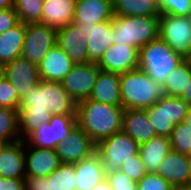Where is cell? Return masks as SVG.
Segmentation results:
<instances>
[{
  "label": "cell",
  "mask_w": 191,
  "mask_h": 190,
  "mask_svg": "<svg viewBox=\"0 0 191 190\" xmlns=\"http://www.w3.org/2000/svg\"><path fill=\"white\" fill-rule=\"evenodd\" d=\"M77 103L69 96L61 82L40 80L20 99L19 132L26 138L52 115H76Z\"/></svg>",
  "instance_id": "1"
},
{
  "label": "cell",
  "mask_w": 191,
  "mask_h": 190,
  "mask_svg": "<svg viewBox=\"0 0 191 190\" xmlns=\"http://www.w3.org/2000/svg\"><path fill=\"white\" fill-rule=\"evenodd\" d=\"M125 109L87 99L77 103V125L97 145L103 139L122 131Z\"/></svg>",
  "instance_id": "2"
},
{
  "label": "cell",
  "mask_w": 191,
  "mask_h": 190,
  "mask_svg": "<svg viewBox=\"0 0 191 190\" xmlns=\"http://www.w3.org/2000/svg\"><path fill=\"white\" fill-rule=\"evenodd\" d=\"M120 86L124 109H146L165 95L163 85L140 68L120 74Z\"/></svg>",
  "instance_id": "3"
},
{
  "label": "cell",
  "mask_w": 191,
  "mask_h": 190,
  "mask_svg": "<svg viewBox=\"0 0 191 190\" xmlns=\"http://www.w3.org/2000/svg\"><path fill=\"white\" fill-rule=\"evenodd\" d=\"M113 45L140 49L159 37V16H114Z\"/></svg>",
  "instance_id": "4"
},
{
  "label": "cell",
  "mask_w": 191,
  "mask_h": 190,
  "mask_svg": "<svg viewBox=\"0 0 191 190\" xmlns=\"http://www.w3.org/2000/svg\"><path fill=\"white\" fill-rule=\"evenodd\" d=\"M184 60L160 37L139 49V68L162 85L168 75Z\"/></svg>",
  "instance_id": "5"
},
{
  "label": "cell",
  "mask_w": 191,
  "mask_h": 190,
  "mask_svg": "<svg viewBox=\"0 0 191 190\" xmlns=\"http://www.w3.org/2000/svg\"><path fill=\"white\" fill-rule=\"evenodd\" d=\"M190 107L181 97L164 95L145 110L149 121L153 124L156 135L170 137L175 126L184 122Z\"/></svg>",
  "instance_id": "6"
},
{
  "label": "cell",
  "mask_w": 191,
  "mask_h": 190,
  "mask_svg": "<svg viewBox=\"0 0 191 190\" xmlns=\"http://www.w3.org/2000/svg\"><path fill=\"white\" fill-rule=\"evenodd\" d=\"M96 152L101 157L104 174L108 175L120 170L124 161L132 159L139 152V144L122 130L100 141Z\"/></svg>",
  "instance_id": "7"
},
{
  "label": "cell",
  "mask_w": 191,
  "mask_h": 190,
  "mask_svg": "<svg viewBox=\"0 0 191 190\" xmlns=\"http://www.w3.org/2000/svg\"><path fill=\"white\" fill-rule=\"evenodd\" d=\"M77 126L76 115H52L49 122L31 132L26 140L28 146L56 149ZM29 142V143H28Z\"/></svg>",
  "instance_id": "8"
},
{
  "label": "cell",
  "mask_w": 191,
  "mask_h": 190,
  "mask_svg": "<svg viewBox=\"0 0 191 190\" xmlns=\"http://www.w3.org/2000/svg\"><path fill=\"white\" fill-rule=\"evenodd\" d=\"M159 37L184 59H191V24L187 16L160 14Z\"/></svg>",
  "instance_id": "9"
},
{
  "label": "cell",
  "mask_w": 191,
  "mask_h": 190,
  "mask_svg": "<svg viewBox=\"0 0 191 190\" xmlns=\"http://www.w3.org/2000/svg\"><path fill=\"white\" fill-rule=\"evenodd\" d=\"M56 42V28L41 23H28L21 56L38 66Z\"/></svg>",
  "instance_id": "10"
},
{
  "label": "cell",
  "mask_w": 191,
  "mask_h": 190,
  "mask_svg": "<svg viewBox=\"0 0 191 190\" xmlns=\"http://www.w3.org/2000/svg\"><path fill=\"white\" fill-rule=\"evenodd\" d=\"M100 70L97 63L93 62L74 64L61 81V85L76 103L87 100L90 98Z\"/></svg>",
  "instance_id": "11"
},
{
  "label": "cell",
  "mask_w": 191,
  "mask_h": 190,
  "mask_svg": "<svg viewBox=\"0 0 191 190\" xmlns=\"http://www.w3.org/2000/svg\"><path fill=\"white\" fill-rule=\"evenodd\" d=\"M97 65L103 71L124 74L139 68V49L124 44L112 45L106 49Z\"/></svg>",
  "instance_id": "12"
},
{
  "label": "cell",
  "mask_w": 191,
  "mask_h": 190,
  "mask_svg": "<svg viewBox=\"0 0 191 190\" xmlns=\"http://www.w3.org/2000/svg\"><path fill=\"white\" fill-rule=\"evenodd\" d=\"M87 40L85 29L76 23L57 29L56 44L66 52L74 64L89 62Z\"/></svg>",
  "instance_id": "13"
},
{
  "label": "cell",
  "mask_w": 191,
  "mask_h": 190,
  "mask_svg": "<svg viewBox=\"0 0 191 190\" xmlns=\"http://www.w3.org/2000/svg\"><path fill=\"white\" fill-rule=\"evenodd\" d=\"M5 78L17 91L19 99L29 93L39 83L38 66L23 56L15 58L4 66Z\"/></svg>",
  "instance_id": "14"
},
{
  "label": "cell",
  "mask_w": 191,
  "mask_h": 190,
  "mask_svg": "<svg viewBox=\"0 0 191 190\" xmlns=\"http://www.w3.org/2000/svg\"><path fill=\"white\" fill-rule=\"evenodd\" d=\"M62 163L74 164L96 152V144L78 125L70 135L56 147Z\"/></svg>",
  "instance_id": "15"
},
{
  "label": "cell",
  "mask_w": 191,
  "mask_h": 190,
  "mask_svg": "<svg viewBox=\"0 0 191 190\" xmlns=\"http://www.w3.org/2000/svg\"><path fill=\"white\" fill-rule=\"evenodd\" d=\"M25 153L26 177H47L62 164L56 149L27 146Z\"/></svg>",
  "instance_id": "16"
},
{
  "label": "cell",
  "mask_w": 191,
  "mask_h": 190,
  "mask_svg": "<svg viewBox=\"0 0 191 190\" xmlns=\"http://www.w3.org/2000/svg\"><path fill=\"white\" fill-rule=\"evenodd\" d=\"M113 0H76L72 23L90 25L114 19Z\"/></svg>",
  "instance_id": "17"
},
{
  "label": "cell",
  "mask_w": 191,
  "mask_h": 190,
  "mask_svg": "<svg viewBox=\"0 0 191 190\" xmlns=\"http://www.w3.org/2000/svg\"><path fill=\"white\" fill-rule=\"evenodd\" d=\"M78 25L85 29L86 37H88L89 62L97 63L106 49L113 45L112 20L90 25Z\"/></svg>",
  "instance_id": "18"
},
{
  "label": "cell",
  "mask_w": 191,
  "mask_h": 190,
  "mask_svg": "<svg viewBox=\"0 0 191 190\" xmlns=\"http://www.w3.org/2000/svg\"><path fill=\"white\" fill-rule=\"evenodd\" d=\"M73 65L66 52L56 44L38 65L40 80L61 82Z\"/></svg>",
  "instance_id": "19"
},
{
  "label": "cell",
  "mask_w": 191,
  "mask_h": 190,
  "mask_svg": "<svg viewBox=\"0 0 191 190\" xmlns=\"http://www.w3.org/2000/svg\"><path fill=\"white\" fill-rule=\"evenodd\" d=\"M173 187L191 184V167L188 155L171 150L162 160L158 171Z\"/></svg>",
  "instance_id": "20"
},
{
  "label": "cell",
  "mask_w": 191,
  "mask_h": 190,
  "mask_svg": "<svg viewBox=\"0 0 191 190\" xmlns=\"http://www.w3.org/2000/svg\"><path fill=\"white\" fill-rule=\"evenodd\" d=\"M25 140L8 143L0 155V177L24 179L25 172Z\"/></svg>",
  "instance_id": "21"
},
{
  "label": "cell",
  "mask_w": 191,
  "mask_h": 190,
  "mask_svg": "<svg viewBox=\"0 0 191 190\" xmlns=\"http://www.w3.org/2000/svg\"><path fill=\"white\" fill-rule=\"evenodd\" d=\"M122 130L139 145L157 136L145 109H125Z\"/></svg>",
  "instance_id": "22"
},
{
  "label": "cell",
  "mask_w": 191,
  "mask_h": 190,
  "mask_svg": "<svg viewBox=\"0 0 191 190\" xmlns=\"http://www.w3.org/2000/svg\"><path fill=\"white\" fill-rule=\"evenodd\" d=\"M74 170L77 177L76 190H92L106 178L101 157L97 152L74 163Z\"/></svg>",
  "instance_id": "23"
},
{
  "label": "cell",
  "mask_w": 191,
  "mask_h": 190,
  "mask_svg": "<svg viewBox=\"0 0 191 190\" xmlns=\"http://www.w3.org/2000/svg\"><path fill=\"white\" fill-rule=\"evenodd\" d=\"M89 99L122 106L120 74L100 70Z\"/></svg>",
  "instance_id": "24"
},
{
  "label": "cell",
  "mask_w": 191,
  "mask_h": 190,
  "mask_svg": "<svg viewBox=\"0 0 191 190\" xmlns=\"http://www.w3.org/2000/svg\"><path fill=\"white\" fill-rule=\"evenodd\" d=\"M76 0H44L41 24L56 29L72 23L75 15Z\"/></svg>",
  "instance_id": "25"
},
{
  "label": "cell",
  "mask_w": 191,
  "mask_h": 190,
  "mask_svg": "<svg viewBox=\"0 0 191 190\" xmlns=\"http://www.w3.org/2000/svg\"><path fill=\"white\" fill-rule=\"evenodd\" d=\"M172 150L170 137L155 136L149 142L139 145V155L148 173H156L165 156Z\"/></svg>",
  "instance_id": "26"
},
{
  "label": "cell",
  "mask_w": 191,
  "mask_h": 190,
  "mask_svg": "<svg viewBox=\"0 0 191 190\" xmlns=\"http://www.w3.org/2000/svg\"><path fill=\"white\" fill-rule=\"evenodd\" d=\"M25 35L26 24L22 22L0 34V66L21 56Z\"/></svg>",
  "instance_id": "27"
},
{
  "label": "cell",
  "mask_w": 191,
  "mask_h": 190,
  "mask_svg": "<svg viewBox=\"0 0 191 190\" xmlns=\"http://www.w3.org/2000/svg\"><path fill=\"white\" fill-rule=\"evenodd\" d=\"M115 16H159L157 0H113Z\"/></svg>",
  "instance_id": "28"
},
{
  "label": "cell",
  "mask_w": 191,
  "mask_h": 190,
  "mask_svg": "<svg viewBox=\"0 0 191 190\" xmlns=\"http://www.w3.org/2000/svg\"><path fill=\"white\" fill-rule=\"evenodd\" d=\"M191 80V59H185L169 75L163 85L164 94L170 97H181Z\"/></svg>",
  "instance_id": "29"
},
{
  "label": "cell",
  "mask_w": 191,
  "mask_h": 190,
  "mask_svg": "<svg viewBox=\"0 0 191 190\" xmlns=\"http://www.w3.org/2000/svg\"><path fill=\"white\" fill-rule=\"evenodd\" d=\"M21 139L24 140V137L20 138L19 111L0 107V140L12 143Z\"/></svg>",
  "instance_id": "30"
},
{
  "label": "cell",
  "mask_w": 191,
  "mask_h": 190,
  "mask_svg": "<svg viewBox=\"0 0 191 190\" xmlns=\"http://www.w3.org/2000/svg\"><path fill=\"white\" fill-rule=\"evenodd\" d=\"M74 164L62 163L48 176L50 190H76Z\"/></svg>",
  "instance_id": "31"
},
{
  "label": "cell",
  "mask_w": 191,
  "mask_h": 190,
  "mask_svg": "<svg viewBox=\"0 0 191 190\" xmlns=\"http://www.w3.org/2000/svg\"><path fill=\"white\" fill-rule=\"evenodd\" d=\"M44 0H15L13 9L15 10L20 22L41 23Z\"/></svg>",
  "instance_id": "32"
},
{
  "label": "cell",
  "mask_w": 191,
  "mask_h": 190,
  "mask_svg": "<svg viewBox=\"0 0 191 190\" xmlns=\"http://www.w3.org/2000/svg\"><path fill=\"white\" fill-rule=\"evenodd\" d=\"M171 148L178 153L191 154V127L184 122L177 124L170 135Z\"/></svg>",
  "instance_id": "33"
},
{
  "label": "cell",
  "mask_w": 191,
  "mask_h": 190,
  "mask_svg": "<svg viewBox=\"0 0 191 190\" xmlns=\"http://www.w3.org/2000/svg\"><path fill=\"white\" fill-rule=\"evenodd\" d=\"M160 14L188 16L191 12V0H158Z\"/></svg>",
  "instance_id": "34"
},
{
  "label": "cell",
  "mask_w": 191,
  "mask_h": 190,
  "mask_svg": "<svg viewBox=\"0 0 191 190\" xmlns=\"http://www.w3.org/2000/svg\"><path fill=\"white\" fill-rule=\"evenodd\" d=\"M120 170L135 182L140 181L148 173L139 152L132 159L124 161Z\"/></svg>",
  "instance_id": "35"
},
{
  "label": "cell",
  "mask_w": 191,
  "mask_h": 190,
  "mask_svg": "<svg viewBox=\"0 0 191 190\" xmlns=\"http://www.w3.org/2000/svg\"><path fill=\"white\" fill-rule=\"evenodd\" d=\"M20 99L10 81L4 78L0 82V107L19 109Z\"/></svg>",
  "instance_id": "36"
},
{
  "label": "cell",
  "mask_w": 191,
  "mask_h": 190,
  "mask_svg": "<svg viewBox=\"0 0 191 190\" xmlns=\"http://www.w3.org/2000/svg\"><path fill=\"white\" fill-rule=\"evenodd\" d=\"M138 190H172L173 186L158 173H147L137 182Z\"/></svg>",
  "instance_id": "37"
},
{
  "label": "cell",
  "mask_w": 191,
  "mask_h": 190,
  "mask_svg": "<svg viewBox=\"0 0 191 190\" xmlns=\"http://www.w3.org/2000/svg\"><path fill=\"white\" fill-rule=\"evenodd\" d=\"M112 190H138L137 182L130 179L121 170L106 175Z\"/></svg>",
  "instance_id": "38"
},
{
  "label": "cell",
  "mask_w": 191,
  "mask_h": 190,
  "mask_svg": "<svg viewBox=\"0 0 191 190\" xmlns=\"http://www.w3.org/2000/svg\"><path fill=\"white\" fill-rule=\"evenodd\" d=\"M20 23L19 17L12 8L0 9V34Z\"/></svg>",
  "instance_id": "39"
},
{
  "label": "cell",
  "mask_w": 191,
  "mask_h": 190,
  "mask_svg": "<svg viewBox=\"0 0 191 190\" xmlns=\"http://www.w3.org/2000/svg\"><path fill=\"white\" fill-rule=\"evenodd\" d=\"M25 190H50V182L47 177H25Z\"/></svg>",
  "instance_id": "40"
},
{
  "label": "cell",
  "mask_w": 191,
  "mask_h": 190,
  "mask_svg": "<svg viewBox=\"0 0 191 190\" xmlns=\"http://www.w3.org/2000/svg\"><path fill=\"white\" fill-rule=\"evenodd\" d=\"M0 190H25L24 179L0 177Z\"/></svg>",
  "instance_id": "41"
},
{
  "label": "cell",
  "mask_w": 191,
  "mask_h": 190,
  "mask_svg": "<svg viewBox=\"0 0 191 190\" xmlns=\"http://www.w3.org/2000/svg\"><path fill=\"white\" fill-rule=\"evenodd\" d=\"M181 98H183L191 106V80L185 88Z\"/></svg>",
  "instance_id": "42"
},
{
  "label": "cell",
  "mask_w": 191,
  "mask_h": 190,
  "mask_svg": "<svg viewBox=\"0 0 191 190\" xmlns=\"http://www.w3.org/2000/svg\"><path fill=\"white\" fill-rule=\"evenodd\" d=\"M92 190H112L110 183L107 178H105L101 183L96 185Z\"/></svg>",
  "instance_id": "43"
},
{
  "label": "cell",
  "mask_w": 191,
  "mask_h": 190,
  "mask_svg": "<svg viewBox=\"0 0 191 190\" xmlns=\"http://www.w3.org/2000/svg\"><path fill=\"white\" fill-rule=\"evenodd\" d=\"M13 7L12 0H0V9H7Z\"/></svg>",
  "instance_id": "44"
},
{
  "label": "cell",
  "mask_w": 191,
  "mask_h": 190,
  "mask_svg": "<svg viewBox=\"0 0 191 190\" xmlns=\"http://www.w3.org/2000/svg\"><path fill=\"white\" fill-rule=\"evenodd\" d=\"M172 190H191V184L174 186Z\"/></svg>",
  "instance_id": "45"
},
{
  "label": "cell",
  "mask_w": 191,
  "mask_h": 190,
  "mask_svg": "<svg viewBox=\"0 0 191 190\" xmlns=\"http://www.w3.org/2000/svg\"><path fill=\"white\" fill-rule=\"evenodd\" d=\"M184 123L187 124L189 127H191V107L188 111L187 116L184 119Z\"/></svg>",
  "instance_id": "46"
},
{
  "label": "cell",
  "mask_w": 191,
  "mask_h": 190,
  "mask_svg": "<svg viewBox=\"0 0 191 190\" xmlns=\"http://www.w3.org/2000/svg\"><path fill=\"white\" fill-rule=\"evenodd\" d=\"M5 78L4 66H0V82Z\"/></svg>",
  "instance_id": "47"
},
{
  "label": "cell",
  "mask_w": 191,
  "mask_h": 190,
  "mask_svg": "<svg viewBox=\"0 0 191 190\" xmlns=\"http://www.w3.org/2000/svg\"><path fill=\"white\" fill-rule=\"evenodd\" d=\"M8 144V142H5L3 140H0V155L4 147Z\"/></svg>",
  "instance_id": "48"
},
{
  "label": "cell",
  "mask_w": 191,
  "mask_h": 190,
  "mask_svg": "<svg viewBox=\"0 0 191 190\" xmlns=\"http://www.w3.org/2000/svg\"><path fill=\"white\" fill-rule=\"evenodd\" d=\"M188 160H189V164H190V167H191V154L188 155Z\"/></svg>",
  "instance_id": "49"
},
{
  "label": "cell",
  "mask_w": 191,
  "mask_h": 190,
  "mask_svg": "<svg viewBox=\"0 0 191 190\" xmlns=\"http://www.w3.org/2000/svg\"><path fill=\"white\" fill-rule=\"evenodd\" d=\"M187 17H188L189 22H190V24H191V12H190V14H189Z\"/></svg>",
  "instance_id": "50"
}]
</instances>
